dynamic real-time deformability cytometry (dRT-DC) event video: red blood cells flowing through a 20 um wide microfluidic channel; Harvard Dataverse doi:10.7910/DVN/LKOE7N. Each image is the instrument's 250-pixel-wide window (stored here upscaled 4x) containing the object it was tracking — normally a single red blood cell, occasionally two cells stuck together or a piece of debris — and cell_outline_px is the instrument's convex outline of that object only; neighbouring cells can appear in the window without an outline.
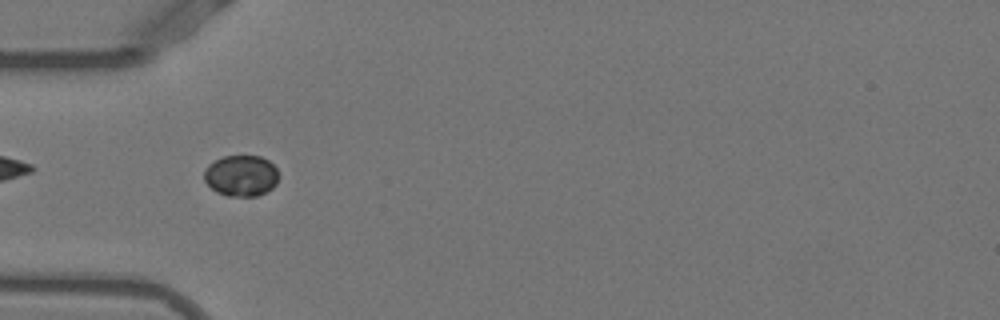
{"species": "Egyptian fruit bat (a non-hibernating species)", "species_latin": "Rousettus aegyptiacus", "temperature_condition": "warm", "stored_images_in_passage": 37, "camera_frame_rate_fps": 3000, "um_per_image_px": 0.085, "animal": {"sex": "female"}, "frame": {"image": 1, "passage_image": 1, "time_ms": 0.0, "image_size_px": [1000, 320], "cell_outline_px": [[276, 184], [272, 188], [256, 196], [228, 196], [216, 192], [204, 180], [204, 172], [208, 164], [224, 156], [260, 156], [268, 160], [276, 168]], "centroid_in_image_um": [20.47, 14.93], "position_along_channel_um": 64.5, "area_um2": 17.63}}
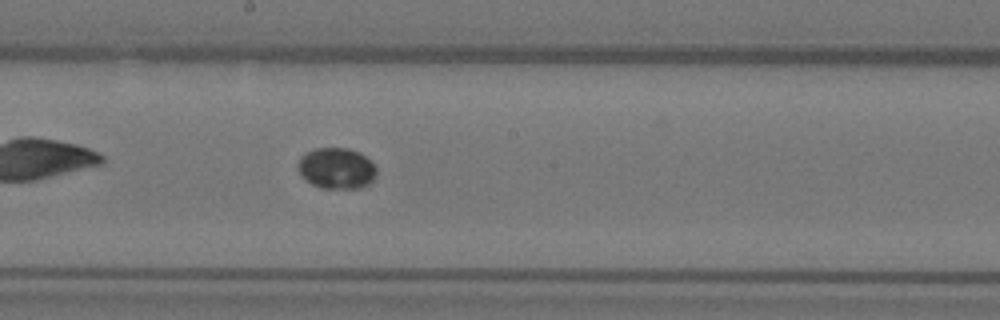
{"frame": {"image": 2, "passage_image": 13, "time_ms": 4.0, "image_size_px": [1000, 320], "cell_outline_px": [[376, 176], [368, 184], [360, 188], [320, 188], [312, 184], [300, 176], [296, 168], [296, 164], [300, 156], [316, 148], [348, 148], [360, 152], [376, 168]], "centroid_in_image_um": [28.55, 14.31], "position_along_channel_um": 219.6, "area_um2": 18.9}}
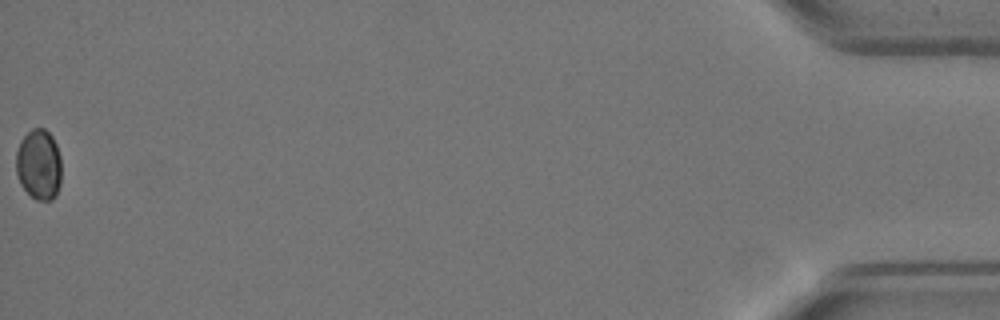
{"frame": {"image": 3, "passage_image": 37, "time_ms": 12.0, "image_size_px": [1000, 320], "cell_outline_px": [[60, 184], [56, 196], [52, 200], [36, 200], [20, 184], [16, 172], [16, 152], [20, 140], [32, 128], [44, 128], [52, 136], [56, 144], [60, 156]], "centroid_in_image_um": [3.3, 13.98], "position_along_channel_um": 431.9, "area_um2": 18.73}}